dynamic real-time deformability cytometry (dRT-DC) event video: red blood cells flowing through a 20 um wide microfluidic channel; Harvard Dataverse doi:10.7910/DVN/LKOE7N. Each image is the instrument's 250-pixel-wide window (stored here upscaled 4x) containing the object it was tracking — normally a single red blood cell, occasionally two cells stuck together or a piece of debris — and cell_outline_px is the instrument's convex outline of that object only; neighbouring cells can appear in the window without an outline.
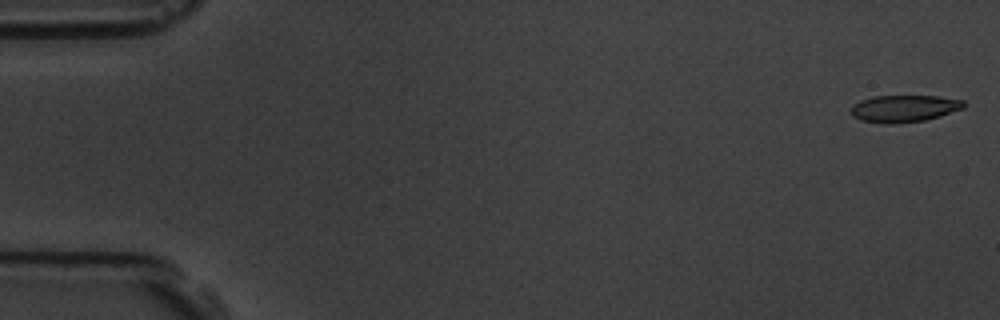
{"species": "common noctule bat (a hibernating species)", "species_latin": "Nyctalus noctula", "temperature_condition": "room temperature", "stored_images_in_passage": 57, "camera_frame_rate_fps": 3000, "um_per_image_px": 0.085, "animal": {"sex": "male", "body_mass_g": 19.5, "forearm_length_mm": 54.6}, "frame": {"image": 1, "passage_image": 1, "time_ms": 0.0, "image_size_px": [1000, 320], "cell_outline_px": [[964, 108], [940, 116], [924, 120], [892, 124], [860, 120], [852, 116], [848, 112], [848, 108], [852, 104], [860, 100], [872, 96], [936, 96], [964, 100]], "centroid_in_image_um": [76.78, 9.22], "position_along_channel_um": 8.2, "area_um2": 17.92}}
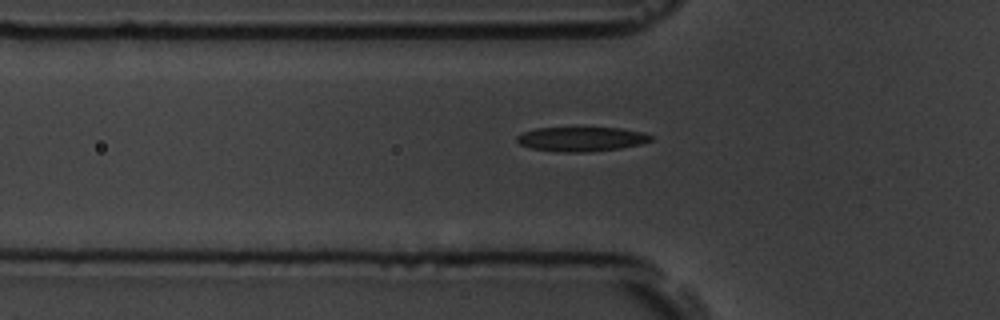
{"frame": {"image": 2, "passage_image": 19, "time_ms": 6.0, "image_size_px": [1000, 320], "cell_outline_px": [[652, 140], [640, 144], [620, 148], [588, 152], [564, 152], [532, 148], [520, 144], [516, 140], [516, 136], [524, 132], [536, 128], [620, 128], [644, 132], [652, 136]], "centroid_in_image_um": [49.43, 11.82], "position_along_channel_um": 76.4, "area_um2": 18.9}}
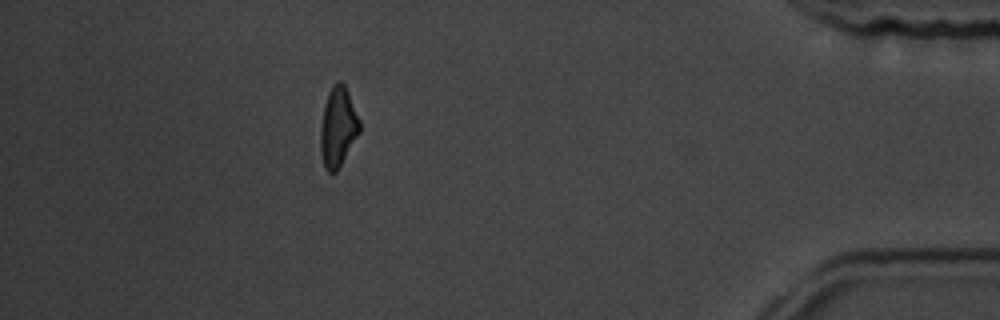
{"frame": {"image": 3, "passage_image": 51, "time_ms": 16.667, "image_size_px": [1000, 320], "cell_outline_px": [[360, 132], [336, 172], [328, 172], [324, 168], [320, 152], [320, 128], [324, 104], [328, 92], [332, 84], [336, 80], [340, 80], [344, 84], [348, 92], [360, 120]], "centroid_in_image_um": [28.71, 10.78], "position_along_channel_um": 406.5, "area_um2": 18.32}, "authors_computed_cell_mechanics": {"area_um2": 18.785, "velocity_mm_per_s": 3.5652, "shape_relaxation_time_tau1_ms": 4.8046, "shape_relaxation_time_tau2_ms": 3.3844, "deformation_change_tau1": 0.1449, "deformation_change_tau2": 0.0953}}